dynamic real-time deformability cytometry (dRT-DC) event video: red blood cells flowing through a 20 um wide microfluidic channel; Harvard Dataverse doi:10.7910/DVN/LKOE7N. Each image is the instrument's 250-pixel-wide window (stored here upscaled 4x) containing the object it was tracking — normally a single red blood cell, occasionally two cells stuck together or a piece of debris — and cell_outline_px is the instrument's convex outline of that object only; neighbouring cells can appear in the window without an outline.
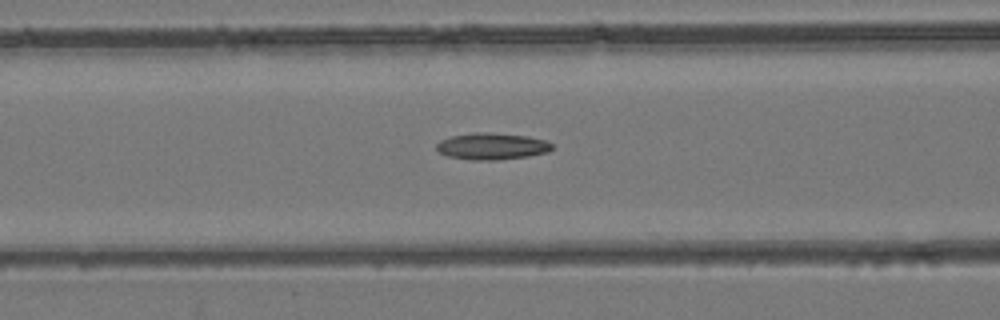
{"species": "common noctule bat (a hibernating species)", "species_latin": "Nyctalus noctula", "temperature_condition": "room temperature", "stored_images_in_passage": 48, "camera_frame_rate_fps": 3000, "um_per_image_px": 0.085, "animal": {"sex": "female", "body_mass_g": 24.6, "forearm_length_mm": 56.2}, "frame": {"image": 1, "passage_image": 20, "time_ms": 6.333, "image_size_px": [1000, 320], "cell_outline_px": [[552, 148], [548, 152], [528, 156], [496, 160], [472, 160], [448, 156], [440, 152], [436, 148], [436, 144], [440, 140], [452, 136], [476, 132], [484, 132], [528, 136], [544, 140], [552, 144]], "centroid_in_image_um": [41.8, 12.43], "position_along_channel_um": 124.8, "area_um2": 17.8}}
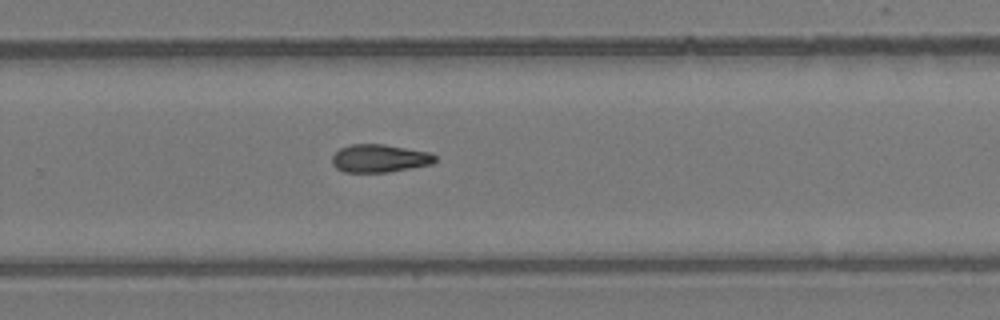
{"frame": {"image": 2, "passage_image": 32, "time_ms": 10.333, "image_size_px": [1000, 320], "cell_outline_px": [[436, 160], [432, 164], [388, 172], [344, 172], [336, 168], [332, 164], [332, 156], [340, 148], [352, 144], [384, 144], [432, 152], [436, 156]], "centroid_in_image_um": [32.28, 13.45], "position_along_channel_um": 297.5, "area_um2": 16.88}}
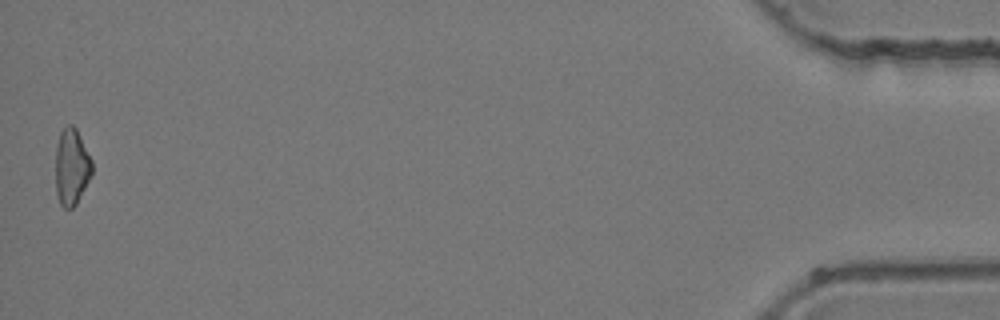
{"frame": {"image": 3, "passage_image": 48, "time_ms": 15.667, "image_size_px": [1000, 320], "cell_outline_px": [[92, 172], [76, 204], [72, 208], [64, 208], [60, 204], [56, 192], [56, 144], [60, 132], [68, 124], [72, 124], [76, 128], [92, 160]], "centroid_in_image_um": [6.07, 14.16], "position_along_channel_um": 429.1, "area_um2": 16.13}}